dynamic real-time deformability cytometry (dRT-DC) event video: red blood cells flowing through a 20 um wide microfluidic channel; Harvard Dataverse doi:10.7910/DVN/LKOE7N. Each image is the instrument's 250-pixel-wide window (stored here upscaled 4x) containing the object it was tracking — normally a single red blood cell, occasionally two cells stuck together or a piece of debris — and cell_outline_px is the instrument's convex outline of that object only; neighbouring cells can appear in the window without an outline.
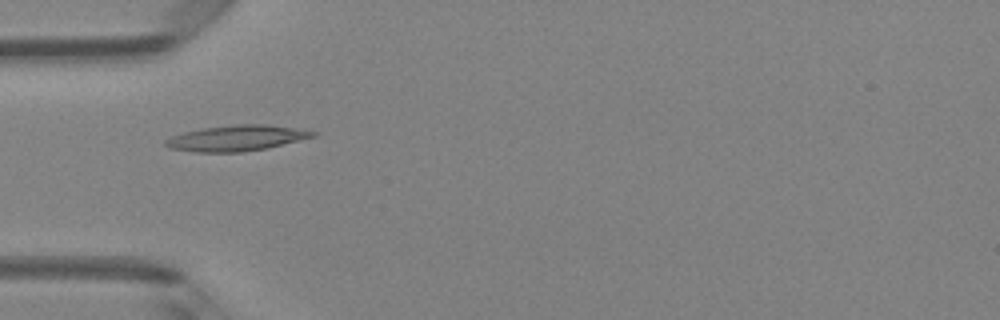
{"species": "Egyptian fruit bat (a non-hibernating species)", "species_latin": "Rousettus aegyptiacus", "temperature_condition": "room temperature", "stored_images_in_passage": 8, "camera_frame_rate_fps": 3000, "um_per_image_px": 0.085, "animal": {"sex": "female"}, "frame": {"image": 1, "passage_image": 5, "time_ms": 4.333, "image_size_px": [1000, 320], "cell_outline_px": [[316, 136], [268, 148], [240, 152], [196, 152], [168, 148], [164, 144], [164, 140], [172, 136], [184, 132], [204, 128], [232, 124], [268, 124], [304, 128], [316, 132]], "centroid_in_image_um": [20.15, 11.73], "position_along_channel_um": 64.9, "area_um2": 22.31}}
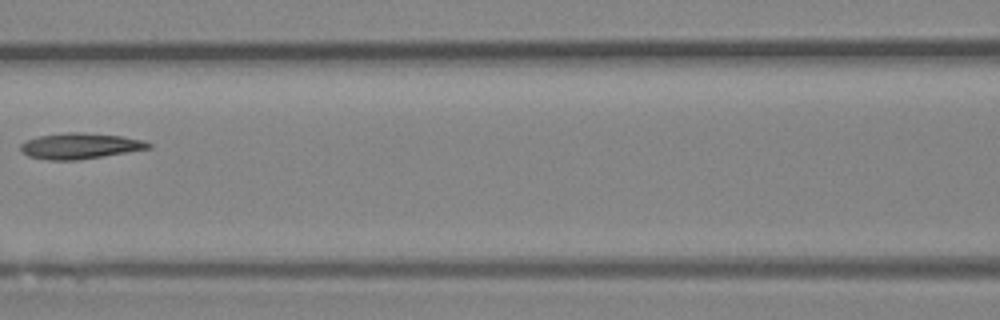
{"frame": {"image": 2, "passage_image": 7, "time_ms": 6.667, "image_size_px": [1000, 320], "cell_outline_px": [[152, 148], [76, 160], [48, 160], [28, 156], [20, 148], [20, 144], [28, 140], [40, 136], [64, 132], [80, 132], [120, 136], [144, 140], [152, 144]], "centroid_in_image_um": [6.81, 12.4], "position_along_channel_um": 159.8, "area_um2": 19.02}}
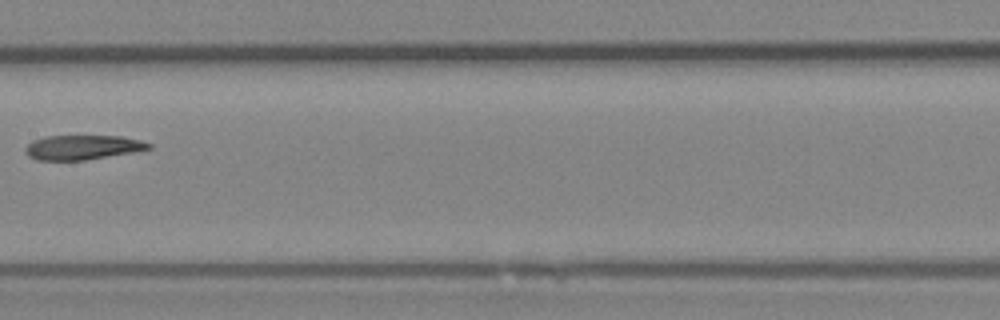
{"frame": {"image": 3, "passage_image": 8, "time_ms": 7.667, "image_size_px": [1000, 320], "cell_outline_px": [[152, 148], [132, 152], [84, 160], [36, 160], [28, 156], [24, 152], [24, 148], [32, 140], [44, 136], [120, 136], [140, 140], [152, 144]], "centroid_in_image_um": [6.96, 12.52], "position_along_channel_um": 200.4, "area_um2": 17.63}}